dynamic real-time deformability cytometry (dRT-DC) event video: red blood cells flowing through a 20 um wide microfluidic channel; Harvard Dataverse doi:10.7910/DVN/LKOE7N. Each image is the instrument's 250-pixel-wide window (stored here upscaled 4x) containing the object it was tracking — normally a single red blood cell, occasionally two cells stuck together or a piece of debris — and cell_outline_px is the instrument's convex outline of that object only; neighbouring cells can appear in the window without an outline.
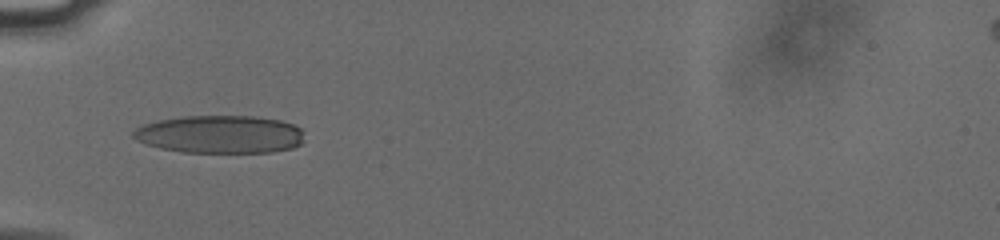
{"species": "human", "species_latin": "Homo sapiens", "temperature_condition": "cold", "stored_images_in_passage": 36, "camera_frame_rate_fps": 3000, "um_per_image_px": 0.085, "donor": {"sex": "male"}, "frame": {"image": 1, "passage_image": 1, "time_ms": 0.0, "image_size_px": [1000, 240], "cell_outline_px": [[304, 132], [300, 144], [292, 148], [272, 152], [184, 152], [160, 148], [148, 144], [132, 136], [132, 132], [136, 128], [144, 124], [160, 120], [184, 116], [256, 116], [280, 120], [292, 124], [300, 128]], "centroid_in_image_um": [18.73, 11.41], "position_along_channel_um": 66.3, "area_um2": 37.57}}
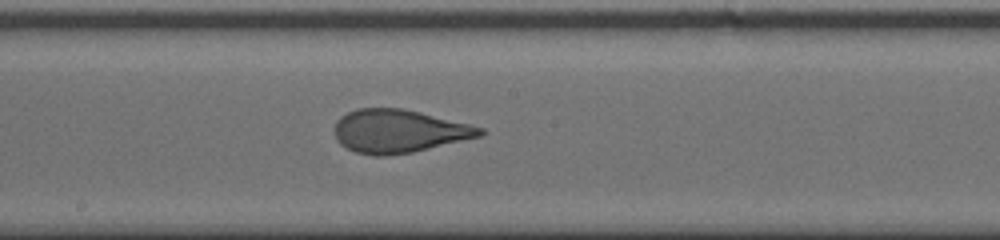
{"frame": {"image": 2, "passage_image": 13, "time_ms": 4.0, "image_size_px": [1000, 240], "cell_outline_px": [[484, 132], [480, 136], [412, 152], [388, 156], [376, 156], [356, 152], [340, 144], [336, 140], [332, 132], [332, 128], [336, 120], [340, 116], [356, 108], [404, 108], [484, 128]], "centroid_in_image_um": [33.81, 11.14], "position_along_channel_um": 214.4, "area_um2": 36.65}}
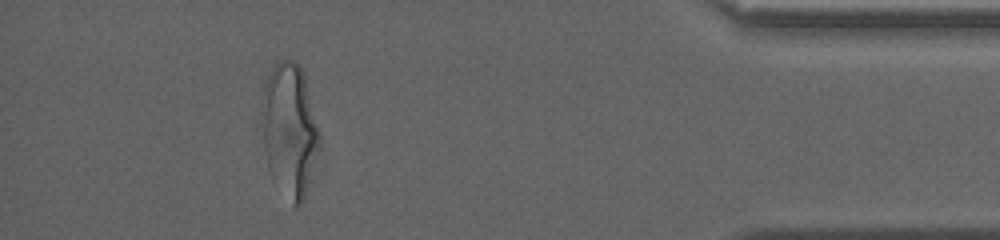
{"frame": {"image": 3, "passage_image": 32, "time_ms": 10.333, "image_size_px": [1000, 240], "cell_outline_px": [[320, 140], [304, 200], [296, 208], [292, 208], [264, 144], [264, 84], [276, 60], [292, 60], [300, 64], [304, 72], [320, 128]], "centroid_in_image_um": [24.71, 10.89], "position_along_channel_um": 410.5, "area_um2": 42.77}, "authors_computed_cell_mechanics": {"area_um2": 37.2521, "velocity_mm_per_s": 3.7914, "shape_relaxation_time_tau1_ms": 6.0034, "shape_relaxation_time_tau2_ms": 0.7008, "deformation_change_tau1": 0.2086, "deformation_change_tau2": 0.0773}}